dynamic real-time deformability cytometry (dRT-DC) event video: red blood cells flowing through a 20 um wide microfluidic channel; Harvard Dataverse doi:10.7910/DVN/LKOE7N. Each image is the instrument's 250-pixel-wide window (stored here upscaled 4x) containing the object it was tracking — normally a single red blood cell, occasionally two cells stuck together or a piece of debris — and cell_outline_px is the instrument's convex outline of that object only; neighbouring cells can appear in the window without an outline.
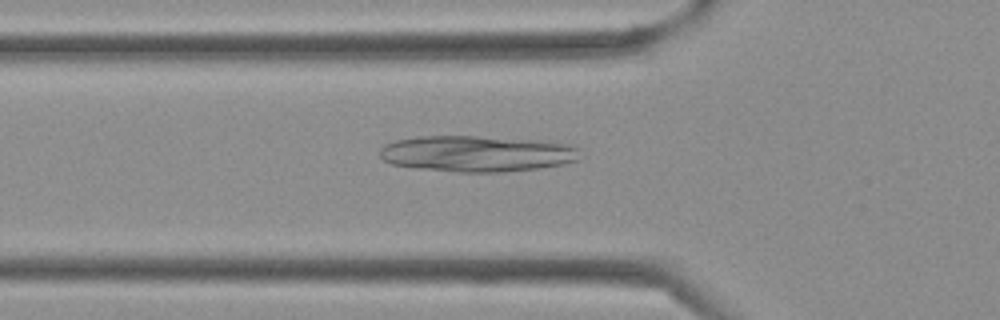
{"species": "Egyptian fruit bat (a non-hibernating species)", "species_latin": "Rousettus aegyptiacus", "temperature_condition": "cold", "stored_images_in_passage": 29, "camera_frame_rate_fps": 3000, "um_per_image_px": 0.085, "frame": {"image": 1, "passage_image": 3, "time_ms": 0.667, "image_size_px": [1000, 320], "cell_outline_px": [[580, 160], [564, 164], [540, 168], [504, 172], [456, 172], [412, 168], [392, 164], [384, 160], [380, 156], [380, 148], [384, 144], [396, 140], [420, 136], [476, 136], [540, 140], [572, 144], [580, 148]], "centroid_in_image_um": [40.58, 13.06], "position_along_channel_um": 85.2, "area_um2": 42.77}}
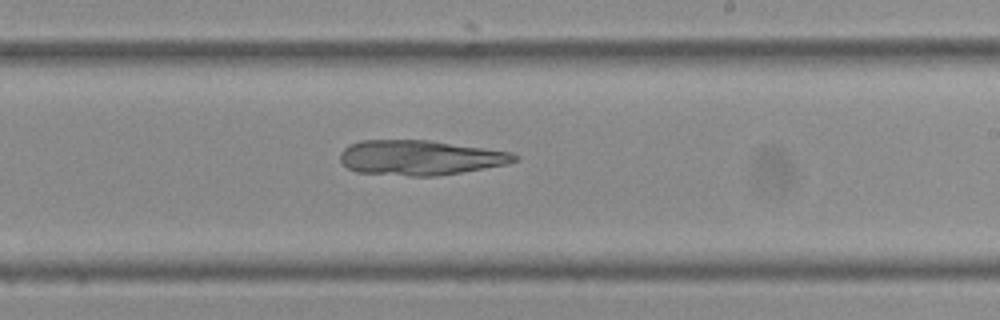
{"frame": {"image": 2, "passage_image": 13, "time_ms": 4.0, "image_size_px": [1000, 320], "cell_outline_px": [[520, 160], [508, 164], [436, 176], [408, 176], [356, 172], [348, 168], [340, 160], [340, 152], [348, 144], [360, 140], [428, 140], [512, 152], [520, 156]], "centroid_in_image_um": [35.71, 13.4], "position_along_channel_um": 253.3, "area_um2": 35.6}}
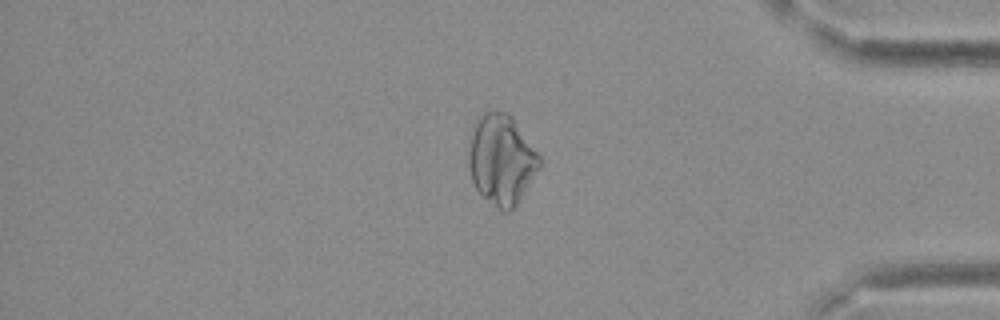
{"frame": {"image": 3, "passage_image": 23, "time_ms": 7.333, "image_size_px": [1000, 320], "cell_outline_px": [[540, 168], [516, 204], [508, 212], [504, 212], [484, 196], [476, 188], [472, 180], [468, 164], [468, 152], [472, 136], [476, 124], [480, 116], [484, 112], [508, 112], [512, 116], [540, 156]], "centroid_in_image_um": [42.64, 13.56], "position_along_channel_um": 392.6, "area_um2": 36.36}}